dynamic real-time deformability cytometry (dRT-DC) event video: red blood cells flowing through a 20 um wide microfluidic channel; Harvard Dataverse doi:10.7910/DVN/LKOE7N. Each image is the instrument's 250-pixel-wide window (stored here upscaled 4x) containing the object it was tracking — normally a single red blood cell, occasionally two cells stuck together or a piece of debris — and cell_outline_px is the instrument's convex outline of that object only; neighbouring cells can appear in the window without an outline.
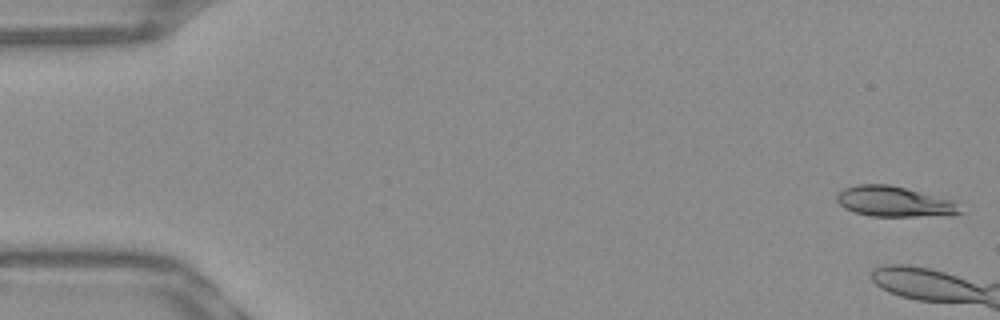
{"species": "Egyptian fruit bat (a non-hibernating species)", "species_latin": "Rousettus aegyptiacus", "temperature_condition": "warm", "stored_images_in_passage": 7, "camera_frame_rate_fps": 3000, "um_per_image_px": 0.085, "frame": {"image": 1, "passage_image": 1, "time_ms": 0.0, "image_size_px": [1000, 320], "cell_outline_px": [[964, 212], [952, 216], [868, 216], [844, 208], [836, 200], [836, 196], [844, 188], [856, 184], [888, 184], [952, 200]], "centroid_in_image_um": [76.02, 17.15], "position_along_channel_um": 9.0, "area_um2": 21.79}}